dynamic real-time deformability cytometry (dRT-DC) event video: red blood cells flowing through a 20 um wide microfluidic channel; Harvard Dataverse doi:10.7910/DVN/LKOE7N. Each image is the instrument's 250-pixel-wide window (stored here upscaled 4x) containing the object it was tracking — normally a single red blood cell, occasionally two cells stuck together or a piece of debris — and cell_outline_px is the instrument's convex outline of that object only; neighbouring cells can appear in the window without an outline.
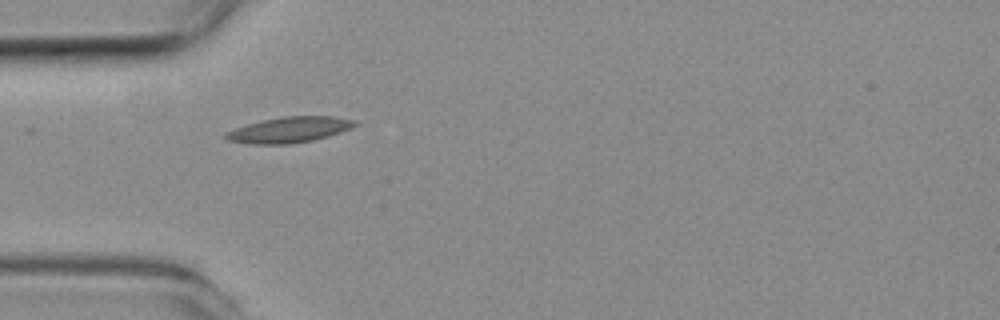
{"species": "common noctule bat (a hibernating species)", "species_latin": "Nyctalus noctula", "temperature_condition": "room temperature", "stored_images_in_passage": 30, "camera_frame_rate_fps": 3000, "um_per_image_px": 0.085, "animal": {"sex": "female", "body_mass_g": 19.3, "forearm_length_mm": 54.1}, "frame": {"image": 1, "passage_image": 1, "time_ms": 0.0, "image_size_px": [1000, 320], "cell_outline_px": [[356, 124], [352, 128], [328, 136], [312, 140], [288, 144], [252, 144], [228, 140], [224, 136], [224, 132], [248, 124], [280, 116], [332, 116], [356, 120]], "centroid_in_image_um": [24.59, 11.02], "position_along_channel_um": 60.4, "area_um2": 19.19}}
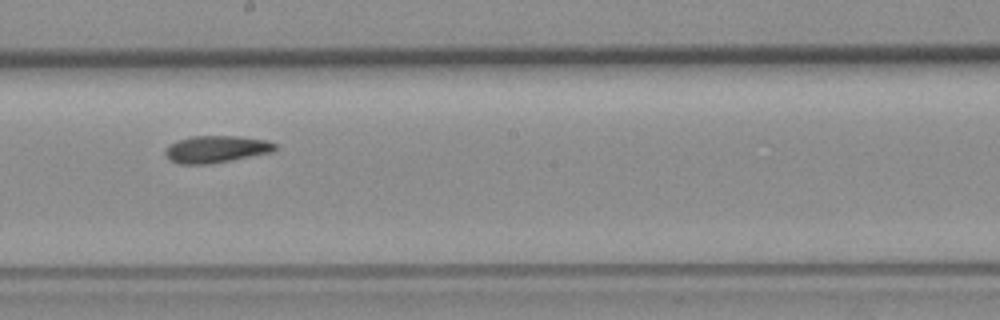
{"frame": {"image": 2, "passage_image": 14, "time_ms": 4.333, "image_size_px": [1000, 320], "cell_outline_px": [[276, 148], [272, 152], [228, 160], [204, 164], [180, 164], [168, 160], [164, 152], [176, 140], [192, 136], [236, 136], [264, 140], [276, 144]], "centroid_in_image_um": [18.33, 12.67], "position_along_channel_um": 229.9, "area_um2": 16.94}}
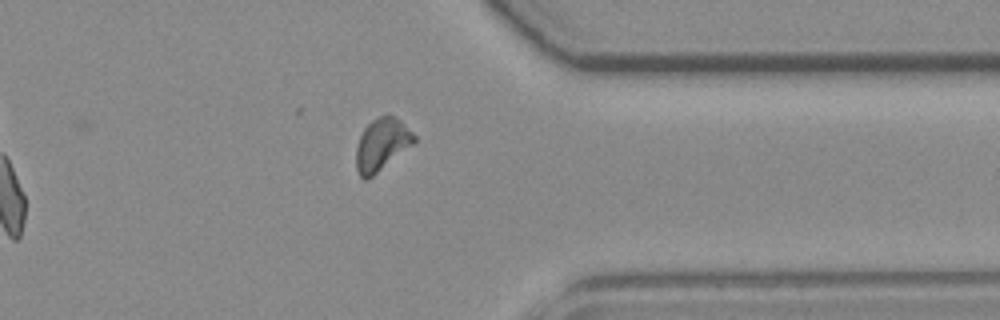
{"frame": {"image": 3, "passage_image": 26, "time_ms": 8.333, "image_size_px": [1000, 320], "cell_outline_px": [[416, 140], [412, 144], [368, 180], [364, 180], [360, 176], [356, 168], [356, 148], [360, 136], [364, 128], [372, 120], [380, 116], [392, 116], [400, 120], [416, 136]], "centroid_in_image_um": [32.42, 12.3], "position_along_channel_um": 379.0, "area_um2": 17.34}, "authors_computed_cell_mechanics": {"area_um2": 17.3111, "velocity_mm_per_s": 3.9581, "shape_relaxation_time_tau1_ms": null, "shape_relaxation_time_tau2_ms": 10.9469, "deformation_change_tau1": null, "deformation_change_tau2": 0.2066}}